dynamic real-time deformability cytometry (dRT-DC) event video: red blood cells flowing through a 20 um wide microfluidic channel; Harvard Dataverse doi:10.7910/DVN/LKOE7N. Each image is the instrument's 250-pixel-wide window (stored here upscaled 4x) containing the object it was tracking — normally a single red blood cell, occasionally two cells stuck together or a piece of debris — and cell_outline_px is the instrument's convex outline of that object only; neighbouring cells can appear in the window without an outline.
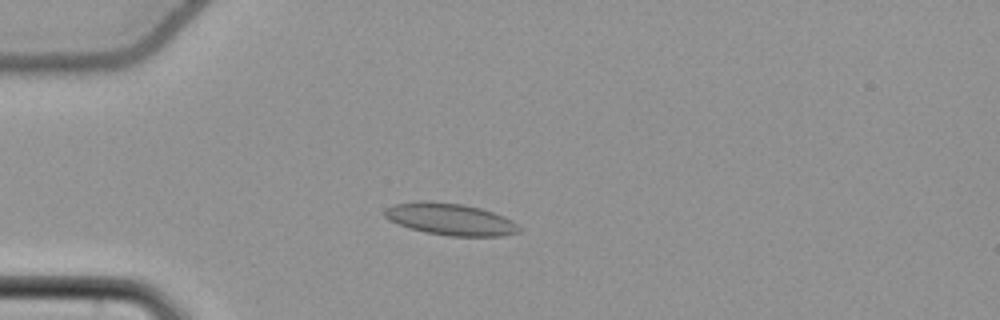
{"species": "common noctule bat (a hibernating species)", "species_latin": "Nyctalus noctula", "temperature_condition": "cold", "stored_images_in_passage": 41, "camera_frame_rate_fps": 3000, "um_per_image_px": 0.085, "animal": {"sex": "female", "body_mass_g": 22.7, "forearm_length_mm": 54.2}, "frame": {"image": 1, "passage_image": 1, "time_ms": 0.0, "image_size_px": [1000, 320], "cell_outline_px": [[520, 232], [500, 236], [448, 236], [408, 228], [388, 220], [384, 216], [384, 212], [388, 208], [396, 204], [424, 200], [464, 204], [480, 208], [504, 216], [512, 220], [520, 228]], "centroid_in_image_um": [38.28, 18.63], "position_along_channel_um": 46.7, "area_um2": 24.85}}
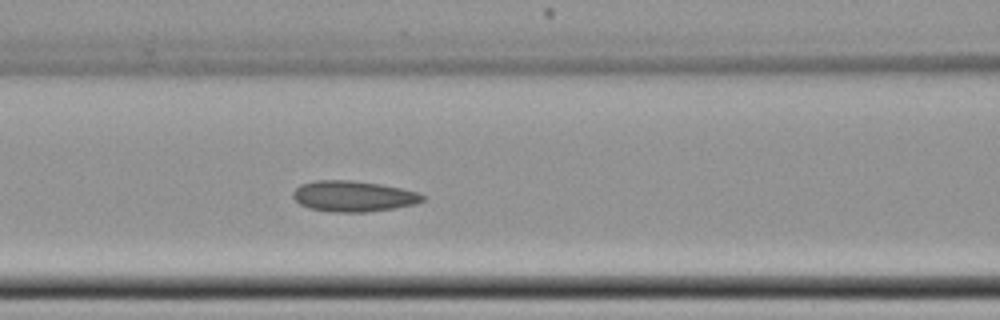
{"frame": {"image": 2, "passage_image": 10, "time_ms": 3.0, "image_size_px": [1000, 320], "cell_outline_px": [[424, 200], [416, 204], [368, 212], [336, 212], [308, 208], [300, 204], [292, 196], [292, 192], [300, 184], [312, 180], [352, 180], [380, 184], [420, 192], [424, 196]], "centroid_in_image_um": [30.02, 16.67], "position_along_channel_um": 136.6, "area_um2": 23.35}}
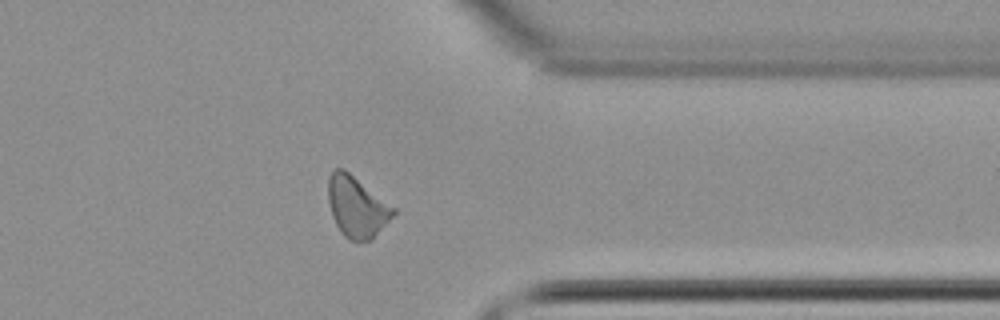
{"frame": {"image": 3, "passage_image": 30, "time_ms": 9.667, "image_size_px": [1000, 320], "cell_outline_px": [[396, 212], [372, 240], [348, 240], [344, 236], [336, 224], [332, 216], [328, 200], [328, 176], [336, 168], [344, 168], [396, 208]], "centroid_in_image_um": [30.32, 17.56], "position_along_channel_um": 381.1, "area_um2": 23.06}, "authors_computed_cell_mechanics": {"area_um2": 22.542, "velocity_mm_per_s": 3.7721, "shape_relaxation_time_tau1_ms": null, "shape_relaxation_time_tau2_ms": 3.6629, "deformation_change_tau1": null, "deformation_change_tau2": 0.11}}